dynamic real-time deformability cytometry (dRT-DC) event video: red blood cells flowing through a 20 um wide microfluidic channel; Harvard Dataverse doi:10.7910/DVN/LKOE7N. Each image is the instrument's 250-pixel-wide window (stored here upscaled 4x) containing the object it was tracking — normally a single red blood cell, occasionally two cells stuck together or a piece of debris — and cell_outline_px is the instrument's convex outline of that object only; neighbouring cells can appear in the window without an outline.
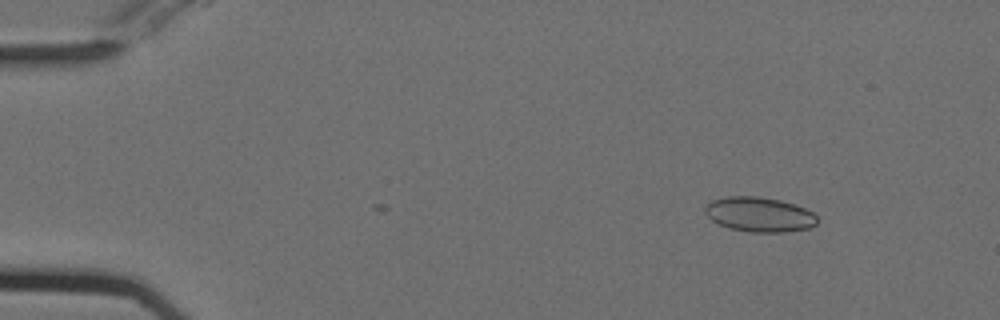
{"species": "Egyptian fruit bat (a non-hibernating species)", "species_latin": "Rousettus aegyptiacus", "temperature_condition": "cold", "stored_images_in_passage": 9, "camera_frame_rate_fps": 3000, "um_per_image_px": 0.085, "animal": {"sex": "female"}, "frame": {"image": 1, "passage_image": 2, "time_ms": 0.333, "image_size_px": [1000, 320], "cell_outline_px": [[820, 220], [812, 228], [784, 232], [752, 232], [728, 228], [712, 220], [704, 212], [704, 208], [712, 200], [728, 196], [756, 196], [780, 200], [796, 204], [812, 212]], "centroid_in_image_um": [64.58, 18.23], "position_along_channel_um": 20.4, "area_um2": 22.83}}